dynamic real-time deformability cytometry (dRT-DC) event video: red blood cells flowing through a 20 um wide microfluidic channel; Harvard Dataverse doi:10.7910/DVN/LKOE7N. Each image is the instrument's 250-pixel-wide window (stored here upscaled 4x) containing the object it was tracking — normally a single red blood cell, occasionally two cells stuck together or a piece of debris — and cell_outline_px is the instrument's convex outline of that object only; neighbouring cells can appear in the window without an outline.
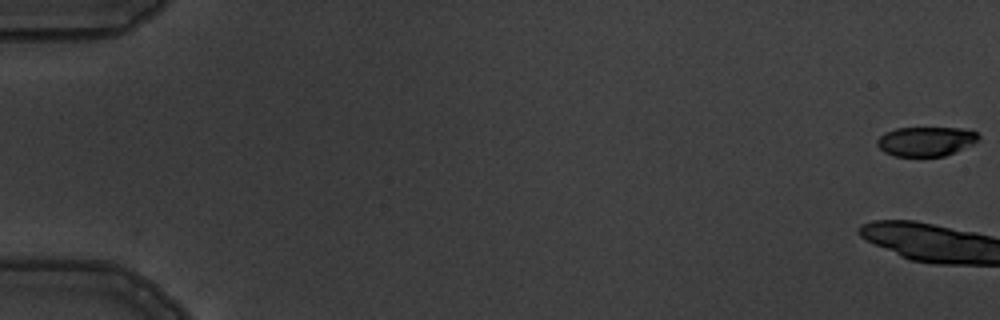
{"species": "common noctule bat (a hibernating species)", "species_latin": "Nyctalus noctula", "temperature_condition": "warm", "stored_images_in_passage": 5, "camera_frame_rate_fps": 3000, "um_per_image_px": 0.085, "animal": {"sex": "male", "body_mass_g": 19.5, "forearm_length_mm": 54.6}, "frame": {"image": 1, "passage_image": 1, "time_ms": 0.0, "image_size_px": [1000, 320], "cell_outline_px": [[980, 136], [972, 144], [944, 156], [896, 156], [884, 152], [876, 144], [876, 140], [884, 132], [896, 128], [960, 128], [976, 132]], "centroid_in_image_um": [78.65, 12.01], "position_along_channel_um": 6.3, "area_um2": 17.22}}